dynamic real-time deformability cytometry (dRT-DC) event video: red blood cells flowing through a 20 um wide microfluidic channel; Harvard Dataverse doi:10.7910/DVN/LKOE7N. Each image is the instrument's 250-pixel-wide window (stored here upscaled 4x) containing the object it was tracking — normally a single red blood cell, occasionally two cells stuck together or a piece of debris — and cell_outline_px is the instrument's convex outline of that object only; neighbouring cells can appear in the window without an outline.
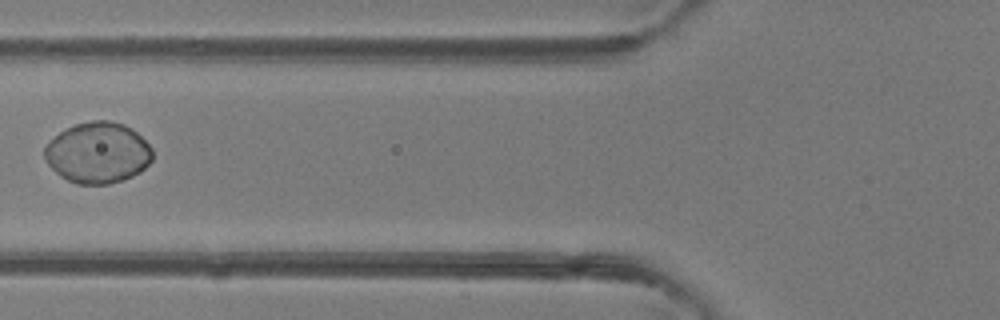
{"species": "common noctule bat (a hibernating species)", "species_latin": "Nyctalus noctula", "temperature_condition": "room temperature", "stored_images_in_passage": 4, "camera_frame_rate_fps": 3000, "um_per_image_px": 0.085, "animal": {"sex": "female"}, "frame": {"image": 1, "passage_image": 3, "time_ms": 0.667, "image_size_px": [1000, 320], "cell_outline_px": [[152, 160], [140, 172], [132, 176], [108, 184], [76, 184], [60, 176], [48, 164], [44, 156], [44, 148], [60, 132], [76, 124], [92, 120], [108, 120], [124, 124], [132, 128], [152, 148]], "centroid_in_image_um": [8.32, 12.98], "position_along_channel_um": 117.5, "area_um2": 38.09}}
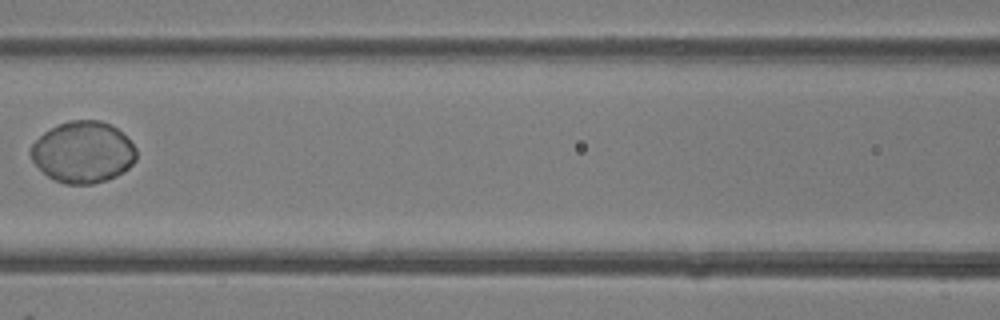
{"frame": {"image": 2, "passage_image": 4, "time_ms": 1.0, "image_size_px": [1000, 320], "cell_outline_px": [[136, 160], [124, 172], [116, 176], [92, 184], [64, 184], [48, 176], [32, 160], [32, 144], [44, 132], [60, 124], [72, 120], [100, 120], [116, 128], [136, 148]], "centroid_in_image_um": [7.07, 12.94], "position_along_channel_um": 159.5, "area_um2": 37.22}}